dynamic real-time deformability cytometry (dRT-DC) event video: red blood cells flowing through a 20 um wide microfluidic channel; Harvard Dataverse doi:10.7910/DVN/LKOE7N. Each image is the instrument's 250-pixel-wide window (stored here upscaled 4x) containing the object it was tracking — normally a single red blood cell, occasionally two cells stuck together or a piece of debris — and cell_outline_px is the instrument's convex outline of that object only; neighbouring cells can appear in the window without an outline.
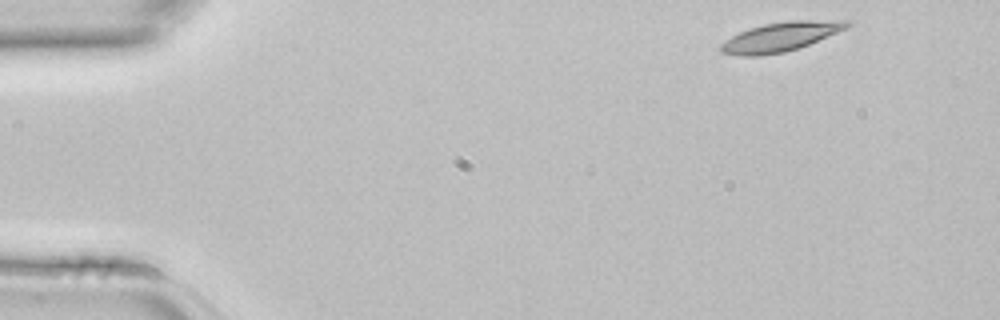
{"species": "common noctule bat (a hibernating species)", "species_latin": "Nyctalus noctula", "temperature_condition": "room temperature", "stored_images_in_passage": 3, "camera_frame_rate_fps": 3000, "um_per_image_px": 0.085, "animal": {"sex": "female", "body_mass_g": 22.7, "forearm_length_mm": 54.2}, "frame": {"image": 1, "passage_image": 1, "time_ms": 0.0, "image_size_px": [1000, 320], "cell_outline_px": [[852, 24], [848, 28], [808, 44], [784, 52], [760, 56], [740, 56], [720, 52], [720, 44], [724, 40], [748, 28], [764, 24], [788, 20], [852, 20]], "centroid_in_image_um": [66.35, 3.12], "position_along_channel_um": 18.7, "area_um2": 21.56}}
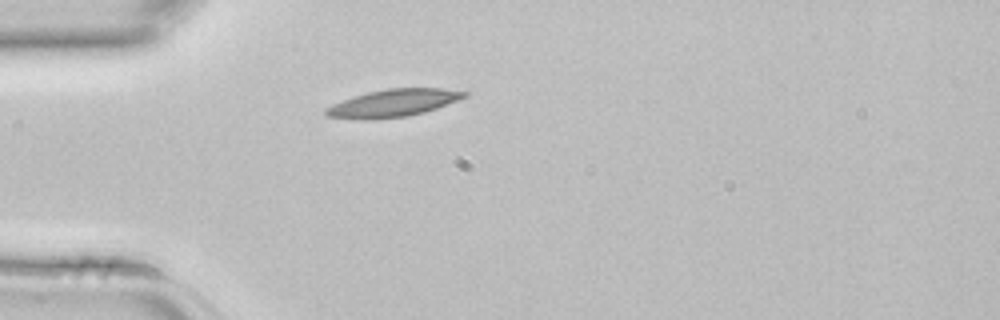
{"frame": {"image": 2, "passage_image": 3, "time_ms": 0.667, "image_size_px": [1000, 320], "cell_outline_px": [[468, 96], [436, 108], [424, 112], [408, 116], [368, 120], [360, 120], [328, 116], [324, 112], [324, 108], [332, 104], [368, 92], [388, 88], [444, 88], [468, 92]], "centroid_in_image_um": [33.42, 8.76], "position_along_channel_um": 51.6, "area_um2": 22.08}}